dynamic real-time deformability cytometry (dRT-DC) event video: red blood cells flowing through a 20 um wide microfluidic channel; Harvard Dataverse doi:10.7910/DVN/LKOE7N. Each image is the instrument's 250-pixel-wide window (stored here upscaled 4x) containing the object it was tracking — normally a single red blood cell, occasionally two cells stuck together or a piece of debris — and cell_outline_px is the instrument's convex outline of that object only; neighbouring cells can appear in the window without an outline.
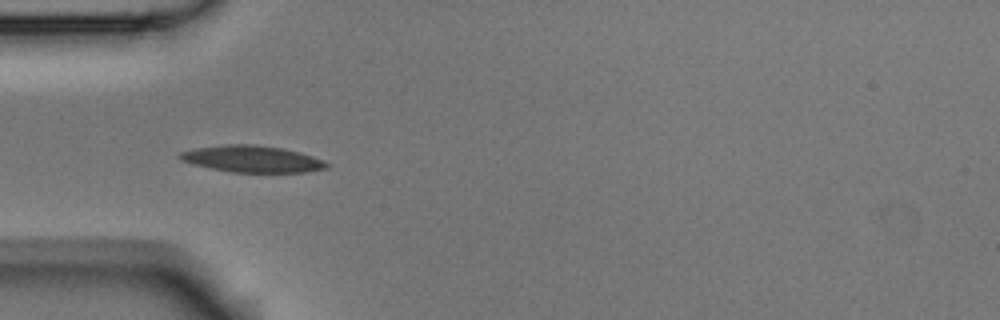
{"species": "Egyptian fruit bat (a non-hibernating species)", "species_latin": "Rousettus aegyptiacus", "temperature_condition": "room temperature", "stored_images_in_passage": 1, "camera_frame_rate_fps": 3000, "um_per_image_px": 0.085, "animal": {"sex": "male"}, "frame": {"image": 1, "passage_image": 1, "time_ms": 0.0, "image_size_px": [1000, 320], "cell_outline_px": [[328, 168], [308, 172], [232, 172], [192, 164], [180, 160], [176, 156], [180, 152], [196, 148], [228, 144], [252, 144], [284, 148], [300, 152], [324, 160], [328, 164]], "centroid_in_image_um": [21.44, 13.51], "position_along_channel_um": 63.6, "area_um2": 22.83}}